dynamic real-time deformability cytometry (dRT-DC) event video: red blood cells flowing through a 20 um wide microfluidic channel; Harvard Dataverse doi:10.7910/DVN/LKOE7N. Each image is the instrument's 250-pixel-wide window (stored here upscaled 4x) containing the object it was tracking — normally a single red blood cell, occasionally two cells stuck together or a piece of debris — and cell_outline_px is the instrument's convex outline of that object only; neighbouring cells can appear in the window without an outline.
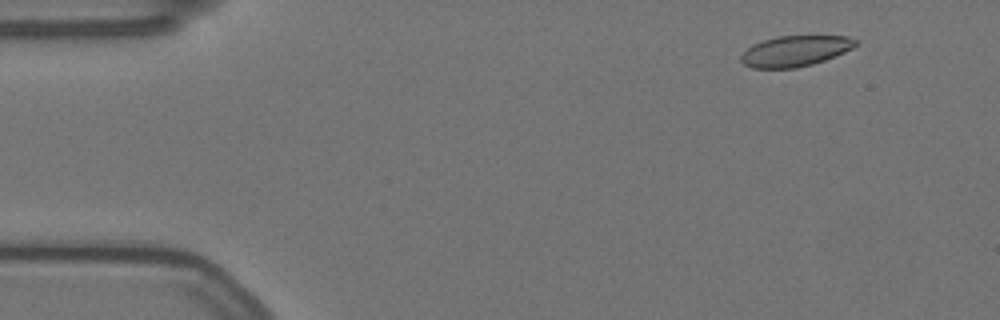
{"species": "Egyptian fruit bat (a non-hibernating species)", "species_latin": "Rousettus aegyptiacus", "temperature_condition": "warm", "stored_images_in_passage": 58, "camera_frame_rate_fps": 3000, "um_per_image_px": 0.085, "animal": {"sex": "female"}, "frame": {"image": 1, "passage_image": 6, "time_ms": 1.667, "image_size_px": [1000, 320], "cell_outline_px": [[860, 44], [844, 52], [824, 60], [812, 64], [796, 68], [752, 68], [744, 64], [740, 60], [740, 56], [752, 44], [776, 36], [848, 36], [856, 40]], "centroid_in_image_um": [67.59, 4.33], "position_along_channel_um": 17.4, "area_um2": 20.46}}
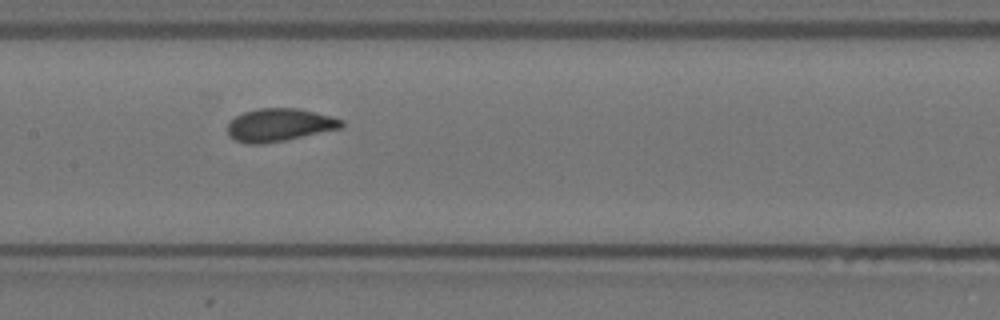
{"frame": {"image": 2, "passage_image": 28, "time_ms": 9.0, "image_size_px": [1000, 320], "cell_outline_px": [[344, 128], [288, 140], [264, 144], [248, 144], [236, 140], [228, 136], [228, 124], [236, 116], [244, 112], [256, 108], [300, 108], [332, 116], [344, 120]], "centroid_in_image_um": [23.8, 10.62], "position_along_channel_um": 183.6, "area_um2": 22.25}}
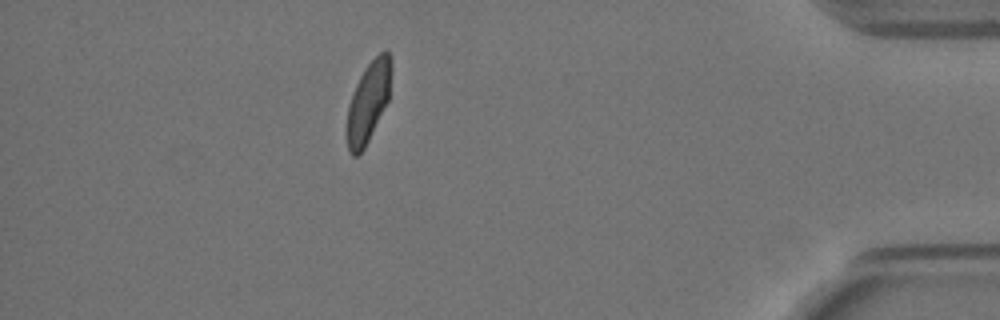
{"frame": {"image": 3, "passage_image": 51, "time_ms": 16.667, "image_size_px": [1000, 320], "cell_outline_px": [[392, 72], [388, 100], [364, 148], [356, 156], [352, 156], [348, 152], [344, 132], [344, 128], [348, 104], [356, 84], [360, 76], [368, 64], [384, 48], [388, 52], [392, 60]], "centroid_in_image_um": [31.27, 8.69], "position_along_channel_um": 403.9, "area_um2": 21.15}, "authors_computed_cell_mechanics": {"area_um2": 21.5594, "velocity_mm_per_s": 3.5301, "shape_relaxation_time_tau1_ms": 6.5869, "shape_relaxation_time_tau2_ms": null, "deformation_change_tau1": 0.1588, "deformation_change_tau2": null}}